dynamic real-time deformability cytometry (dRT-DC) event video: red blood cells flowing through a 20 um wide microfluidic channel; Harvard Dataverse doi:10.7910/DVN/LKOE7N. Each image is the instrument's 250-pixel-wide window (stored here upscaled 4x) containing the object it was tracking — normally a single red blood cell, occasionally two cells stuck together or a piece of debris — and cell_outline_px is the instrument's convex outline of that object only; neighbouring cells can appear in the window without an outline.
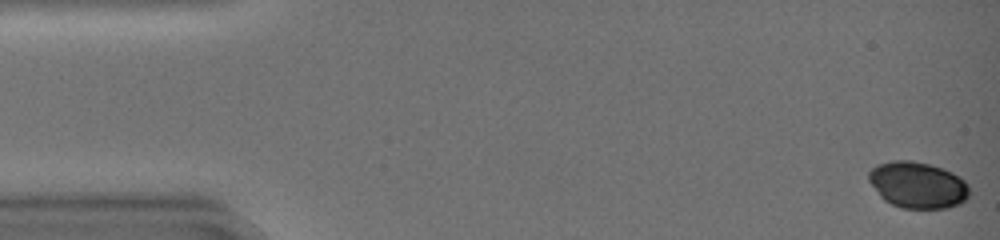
{"species": "common noctule bat (a hibernating species)", "species_latin": "Nyctalus noctula", "temperature_condition": "warm", "stored_images_in_passage": 46, "camera_frame_rate_fps": 3000, "um_per_image_px": 0.085, "animal": {"sex": "female", "body_mass_g": 19.0, "forearm_length_mm": 51.5}, "frame": {"image": 1, "passage_image": 1, "time_ms": 0.0, "image_size_px": [1000, 240], "cell_outline_px": [[968, 196], [960, 204], [948, 208], [904, 208], [892, 204], [884, 200], [880, 196], [868, 180], [868, 172], [876, 164], [892, 160], [908, 160], [928, 164], [952, 172], [960, 176], [968, 184]], "centroid_in_image_um": [77.99, 15.72], "position_along_channel_um": 7.0, "area_um2": 27.17}}
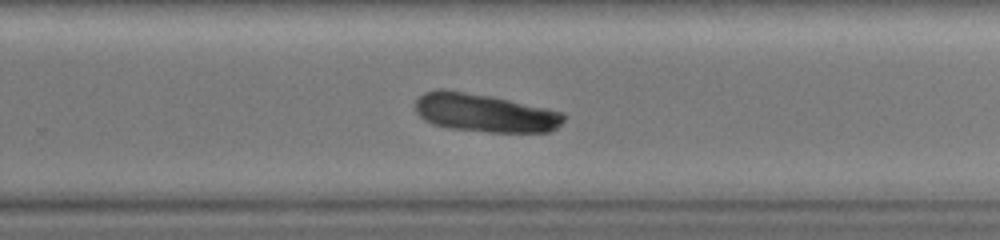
{"frame": {"image": 2, "passage_image": 31, "time_ms": 10.0, "image_size_px": [1000, 240], "cell_outline_px": [[568, 116], [556, 128], [548, 132], [488, 132], [448, 128], [432, 124], [424, 120], [416, 112], [416, 100], [424, 92], [440, 88], [444, 88], [492, 96], [548, 108], [564, 112]], "centroid_in_image_um": [41.21, 9.59], "position_along_channel_um": 288.6, "area_um2": 33.52}}
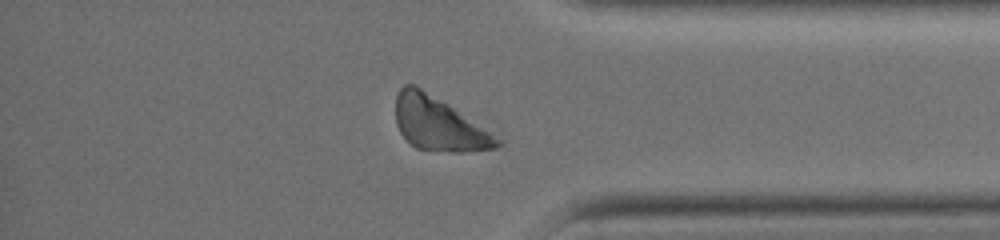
{"frame": {"image": 3, "passage_image": 39, "time_ms": 12.667, "image_size_px": [1000, 240], "cell_outline_px": [[504, 140], [496, 148], [460, 152], [456, 152], [416, 148], [400, 132], [396, 124], [396, 96], [400, 88], [404, 84], [416, 84], [500, 132]], "centroid_in_image_um": [37.44, 10.49], "position_along_channel_um": 397.8, "area_um2": 33.06}}